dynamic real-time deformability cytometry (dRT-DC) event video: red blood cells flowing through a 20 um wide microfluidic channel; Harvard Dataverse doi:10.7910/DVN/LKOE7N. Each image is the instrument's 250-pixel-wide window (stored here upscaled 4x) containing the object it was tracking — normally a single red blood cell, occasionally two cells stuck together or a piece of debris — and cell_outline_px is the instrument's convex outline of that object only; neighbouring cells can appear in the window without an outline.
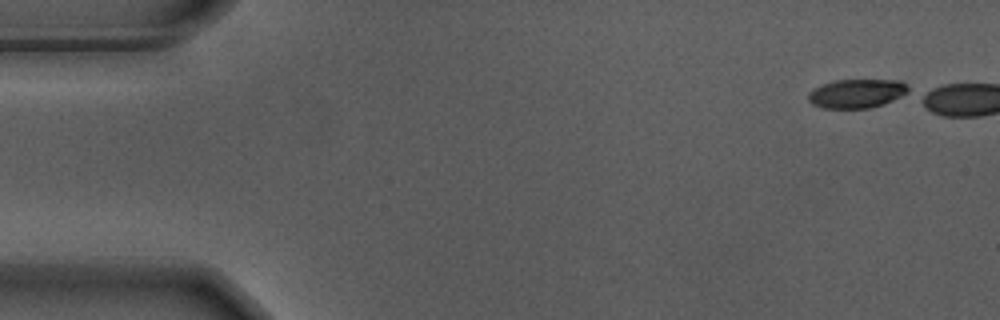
{"species": "Egyptian fruit bat (a non-hibernating species)", "species_latin": "Rousettus aegyptiacus", "temperature_condition": "warm", "stored_images_in_passage": 1, "camera_frame_rate_fps": 3000, "um_per_image_px": 0.085, "animal": {"sex": "male"}, "frame": {"image": 1, "passage_image": 1, "time_ms": 0.0, "image_size_px": [1000, 320], "cell_outline_px": [[908, 92], [884, 104], [868, 108], [824, 108], [812, 104], [808, 100], [808, 92], [812, 88], [836, 80], [900, 80], [908, 84]], "centroid_in_image_um": [72.81, 7.94], "position_along_channel_um": 12.2, "area_um2": 16.82}}